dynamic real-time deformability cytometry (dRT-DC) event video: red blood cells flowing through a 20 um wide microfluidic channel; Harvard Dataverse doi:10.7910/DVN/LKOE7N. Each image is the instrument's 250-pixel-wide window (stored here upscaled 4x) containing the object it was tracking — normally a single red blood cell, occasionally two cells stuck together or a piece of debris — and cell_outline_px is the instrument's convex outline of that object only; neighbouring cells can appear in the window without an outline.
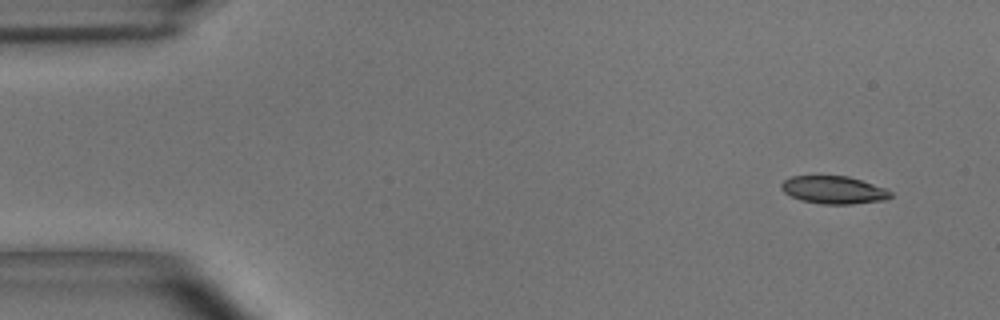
{"species": "common noctule bat (a hibernating species)", "species_latin": "Nyctalus noctula", "temperature_condition": "room temperature", "stored_images_in_passage": 4, "camera_frame_rate_fps": 3000, "um_per_image_px": 0.085, "animal": {"sex": "male", "body_mass_g": 15.6}, "frame": {"image": 1, "passage_image": 1, "time_ms": 0.0, "image_size_px": [1000, 320], "cell_outline_px": [[892, 196], [884, 200], [852, 204], [824, 204], [800, 200], [784, 192], [780, 188], [780, 184], [784, 180], [792, 176], [848, 176], [884, 188], [892, 192]], "centroid_in_image_um": [70.84, 16.14], "position_along_channel_um": 14.2, "area_um2": 17.51}}
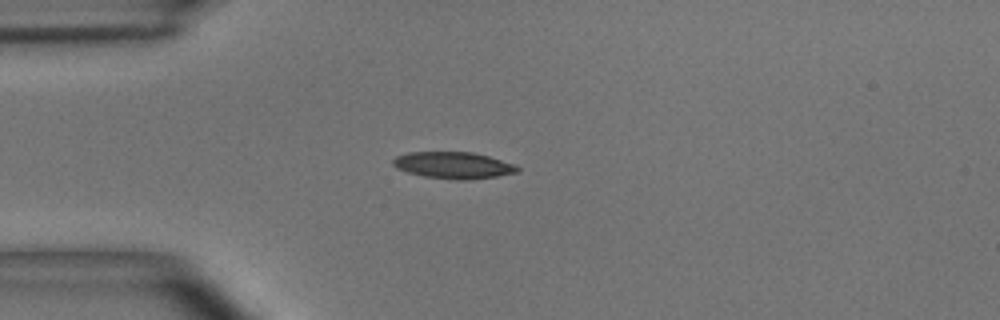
{"frame": {"image": 2, "passage_image": 4, "time_ms": 1.0, "image_size_px": [1000, 320], "cell_outline_px": [[520, 172], [496, 176], [468, 180], [456, 180], [424, 176], [408, 172], [396, 168], [392, 164], [392, 160], [396, 156], [408, 152], [472, 152], [488, 156], [516, 164], [520, 168]], "centroid_in_image_um": [38.56, 14.04], "position_along_channel_um": 46.4, "area_um2": 19.42}}